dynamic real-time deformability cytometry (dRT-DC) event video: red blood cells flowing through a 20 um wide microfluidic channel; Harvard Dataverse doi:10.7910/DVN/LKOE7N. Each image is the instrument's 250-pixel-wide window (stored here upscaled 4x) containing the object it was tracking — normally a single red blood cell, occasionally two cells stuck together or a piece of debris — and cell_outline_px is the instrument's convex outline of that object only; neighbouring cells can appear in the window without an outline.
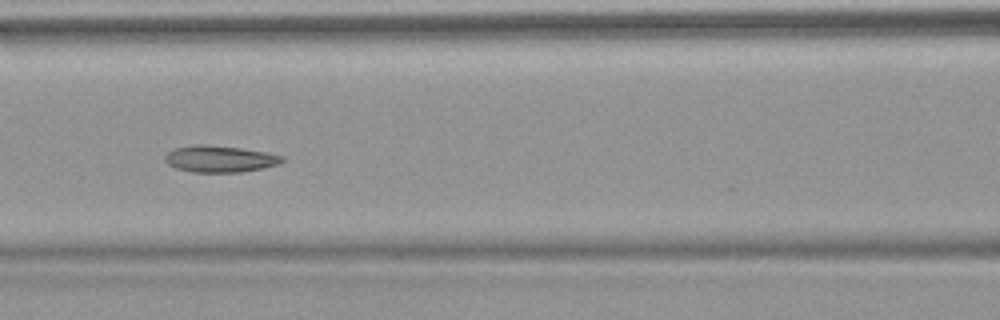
{"species": "common noctule bat (a hibernating species)", "species_latin": "Nyctalus noctula", "temperature_condition": "warm", "stored_images_in_passage": 6, "camera_frame_rate_fps": 3000, "um_per_image_px": 0.085, "animal": {"sex": "female", "body_mass_g": 18.4}, "frame": {"image": 1, "passage_image": 6, "time_ms": 5.667, "image_size_px": [1000, 320], "cell_outline_px": [[284, 160], [276, 164], [264, 168], [240, 172], [192, 172], [176, 168], [168, 164], [164, 160], [164, 156], [168, 152], [176, 148], [196, 144], [204, 144], [240, 148], [264, 152], [284, 156]], "centroid_in_image_um": [18.65, 13.51], "position_along_channel_um": 147.9, "area_um2": 18.03}}